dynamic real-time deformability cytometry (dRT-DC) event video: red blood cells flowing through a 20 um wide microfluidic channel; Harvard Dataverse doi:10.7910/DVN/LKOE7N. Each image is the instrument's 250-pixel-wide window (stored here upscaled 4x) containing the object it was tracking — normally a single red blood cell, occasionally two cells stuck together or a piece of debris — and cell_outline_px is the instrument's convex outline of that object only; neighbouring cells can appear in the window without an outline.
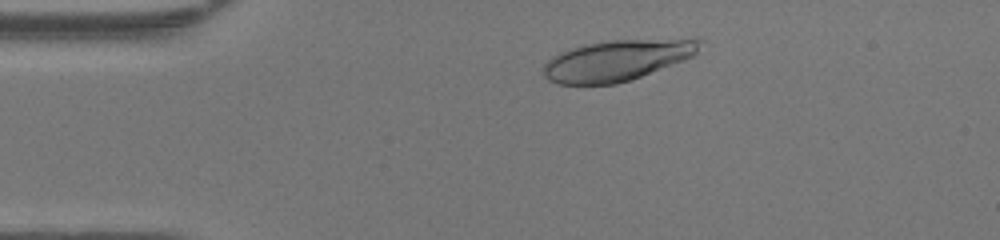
{"species": "human", "species_latin": "Homo sapiens", "temperature_condition": "warm", "stored_images_in_passage": 43, "camera_frame_rate_fps": 3000, "um_per_image_px": 0.085, "donor": {"sex": "female"}, "frame": {"image": 1, "passage_image": 5, "time_ms": 1.333, "image_size_px": [1000, 240], "cell_outline_px": [[704, 40], [696, 52], [692, 56], [684, 60], [640, 76], [616, 84], [560, 84], [548, 80], [544, 76], [540, 68], [552, 56], [568, 48], [584, 44], [608, 40], [700, 36]], "centroid_in_image_um": [52.5, 5.07], "position_along_channel_um": 32.5, "area_um2": 38.15}}
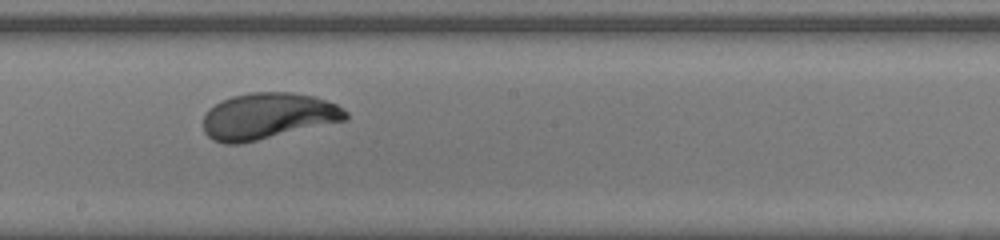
{"frame": {"image": 2, "passage_image": 22, "time_ms": 7.0, "image_size_px": [1000, 240], "cell_outline_px": [[348, 116], [344, 120], [240, 144], [224, 144], [212, 140], [204, 132], [204, 116], [208, 108], [220, 100], [232, 96], [252, 92], [292, 92], [312, 96], [336, 104], [344, 108], [348, 112]], "centroid_in_image_um": [22.72, 9.86], "position_along_channel_um": 225.5, "area_um2": 38.26}}
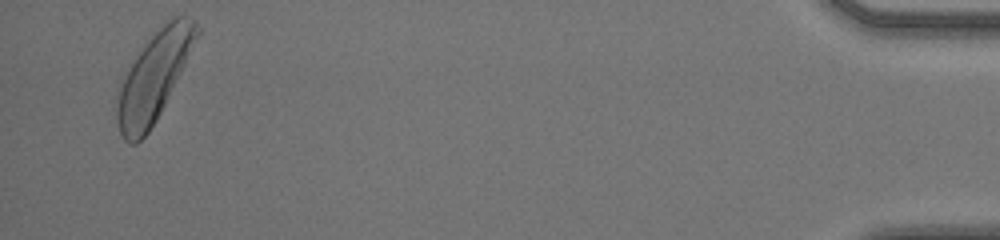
{"frame": {"image": 3, "passage_image": 42, "time_ms": 13.667, "image_size_px": [1000, 240], "cell_outline_px": [[200, 32], [156, 120], [148, 132], [136, 144], [128, 144], [124, 140], [120, 132], [116, 120], [116, 100], [120, 76], [152, 32], [168, 20], [176, 16], [188, 16], [196, 20], [200, 28]], "centroid_in_image_um": [13.01, 6.49], "position_along_channel_um": 422.2, "area_um2": 41.21}, "authors_computed_cell_mechanics": {"area_um2": 38.0902, "velocity_mm_per_s": 4.2701, "shape_relaxation_time_tau1_ms": 3.0351, "shape_relaxation_time_tau2_ms": null, "deformation_change_tau1": 0.1853, "deformation_change_tau2": null}}